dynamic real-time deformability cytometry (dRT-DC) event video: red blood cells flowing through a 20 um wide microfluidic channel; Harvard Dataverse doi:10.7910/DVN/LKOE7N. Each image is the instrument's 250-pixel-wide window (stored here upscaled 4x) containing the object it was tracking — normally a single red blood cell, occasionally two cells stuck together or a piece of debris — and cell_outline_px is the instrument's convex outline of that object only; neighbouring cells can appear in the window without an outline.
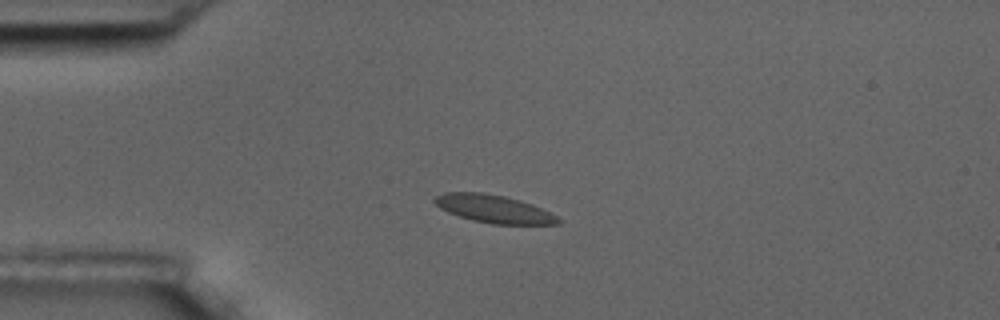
{"species": "common noctule bat (a hibernating species)", "species_latin": "Nyctalus noctula", "temperature_condition": "room temperature", "stored_images_in_passage": 6, "camera_frame_rate_fps": 3000, "um_per_image_px": 0.085, "animal": {"sex": "male", "body_mass_g": 17.5, "forearm_length_mm": 52.3}, "frame": {"image": 1, "passage_image": 3, "time_ms": 3.333, "image_size_px": [1000, 320], "cell_outline_px": [[560, 224], [492, 224], [472, 220], [448, 212], [440, 208], [432, 200], [436, 196], [444, 192], [480, 192], [504, 196], [520, 200], [532, 204], [556, 216], [560, 220]], "centroid_in_image_um": [41.94, 17.75], "position_along_channel_um": 43.1, "area_um2": 19.88}}